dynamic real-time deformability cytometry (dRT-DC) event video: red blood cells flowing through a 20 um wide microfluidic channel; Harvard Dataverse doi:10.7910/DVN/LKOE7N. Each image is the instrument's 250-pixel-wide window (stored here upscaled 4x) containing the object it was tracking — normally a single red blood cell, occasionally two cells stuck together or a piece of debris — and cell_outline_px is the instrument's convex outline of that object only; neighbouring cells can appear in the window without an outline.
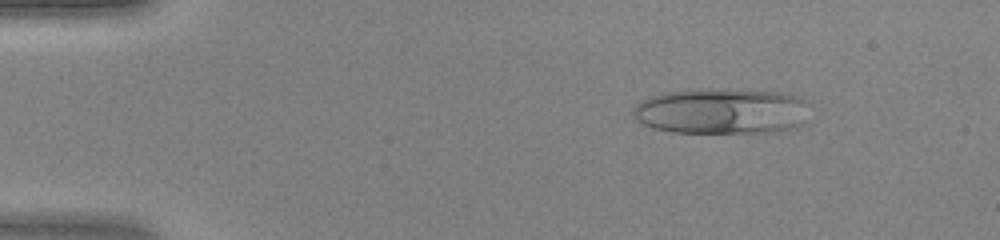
{"species": "human", "species_latin": "Homo sapiens", "temperature_condition": "warm", "stored_images_in_passage": 46, "camera_frame_rate_fps": 3000, "um_per_image_px": 0.085, "donor": {"sex": "female"}, "frame": {"image": 1, "passage_image": 7, "time_ms": 2.0, "image_size_px": [1000, 240], "cell_outline_px": [[812, 104], [804, 124], [796, 128], [776, 132], [672, 132], [652, 128], [640, 124], [632, 116], [632, 108], [640, 100], [652, 96], [668, 92], [700, 88], [708, 88], [784, 92], [796, 96]], "centroid_in_image_um": [61.37, 9.44], "position_along_channel_um": 23.6, "area_um2": 48.09}}
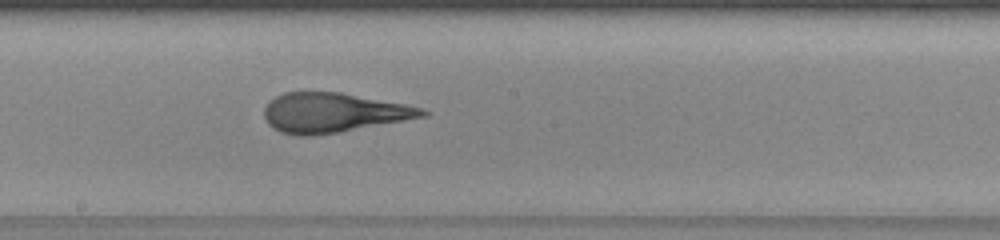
{"frame": {"image": 2, "passage_image": 26, "time_ms": 8.333, "image_size_px": [1000, 240], "cell_outline_px": [[432, 112], [428, 116], [336, 132], [312, 136], [296, 136], [280, 132], [272, 128], [268, 124], [264, 116], [264, 108], [268, 100], [284, 92], [340, 92], [404, 104], [424, 108]], "centroid_in_image_um": [28.3, 9.58], "position_along_channel_um": 219.9, "area_um2": 36.47}}
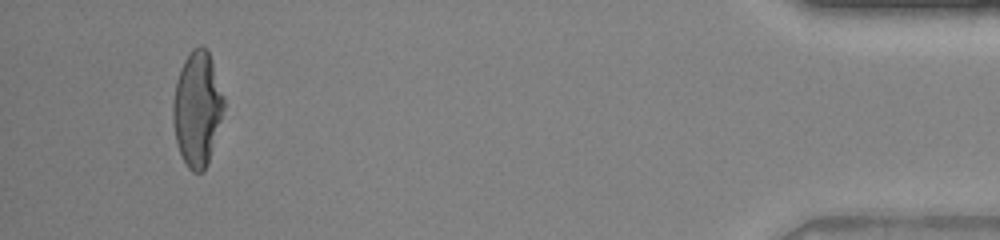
{"frame": {"image": 3, "passage_image": 44, "time_ms": 14.333, "image_size_px": [1000, 240], "cell_outline_px": [[224, 108], [208, 164], [204, 172], [192, 172], [188, 168], [180, 152], [176, 140], [172, 120], [172, 100], [176, 80], [180, 68], [184, 60], [192, 48], [200, 44], [204, 44], [208, 48], [212, 60], [224, 100]], "centroid_in_image_um": [16.75, 9.21], "position_along_channel_um": 418.5, "area_um2": 34.16}}